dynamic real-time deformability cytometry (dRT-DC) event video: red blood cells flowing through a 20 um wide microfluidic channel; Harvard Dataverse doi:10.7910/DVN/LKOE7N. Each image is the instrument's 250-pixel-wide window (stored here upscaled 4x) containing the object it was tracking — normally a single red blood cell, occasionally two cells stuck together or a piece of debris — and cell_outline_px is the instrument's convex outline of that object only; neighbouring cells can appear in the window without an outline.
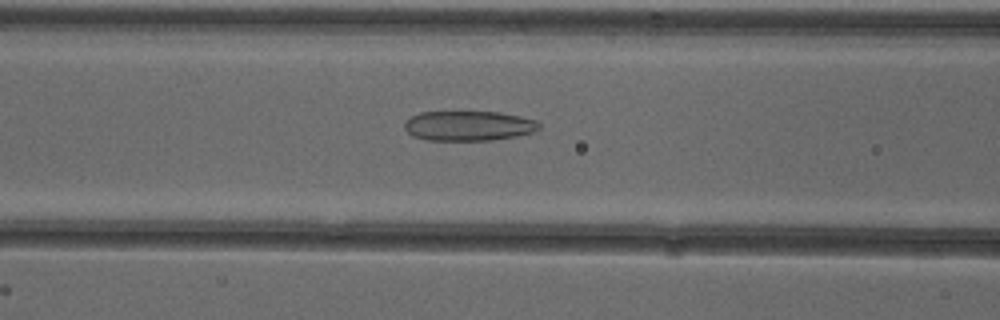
{"species": "common noctule bat (a hibernating species)", "species_latin": "Nyctalus noctula", "temperature_condition": "cold", "stored_images_in_passage": 51, "camera_frame_rate_fps": 3000, "um_per_image_px": 0.085, "animal": {"sex": "female"}, "frame": {"image": 1, "passage_image": 20, "time_ms": 6.333, "image_size_px": [1000, 320], "cell_outline_px": [[540, 128], [536, 132], [516, 136], [492, 140], [428, 140], [412, 136], [404, 128], [404, 124], [412, 116], [420, 112], [500, 112], [520, 116], [536, 120], [540, 124]], "centroid_in_image_um": [39.86, 10.7], "position_along_channel_um": 126.7, "area_um2": 23.47}}
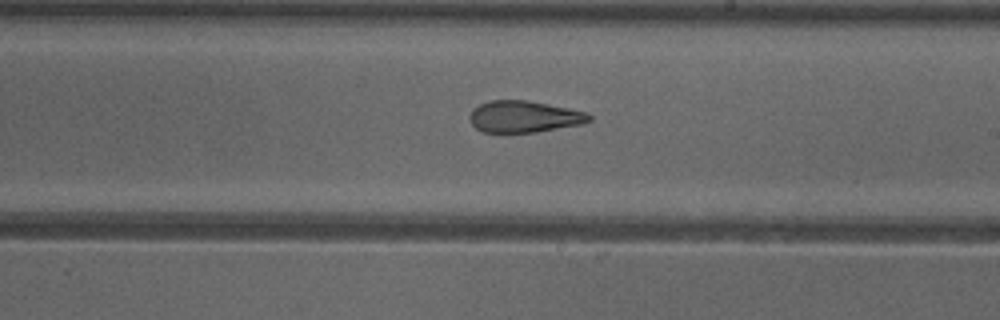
{"frame": {"image": 2, "passage_image": 29, "time_ms": 9.333, "image_size_px": [1000, 320], "cell_outline_px": [[592, 120], [580, 124], [536, 132], [504, 136], [484, 132], [476, 128], [472, 124], [468, 116], [472, 108], [488, 100], [528, 100], [588, 112], [592, 116]], "centroid_in_image_um": [44.49, 9.95], "position_along_channel_um": 244.5, "area_um2": 22.83}}
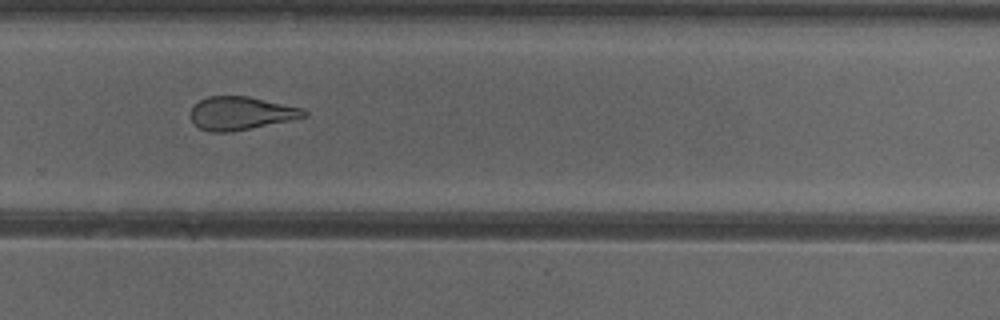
{"frame": {"image": 3, "passage_image": 34, "time_ms": 11.0, "image_size_px": [1000, 320], "cell_outline_px": [[308, 116], [292, 120], [232, 132], [212, 132], [200, 128], [192, 120], [192, 104], [208, 96], [248, 96], [304, 108], [308, 112]], "centroid_in_image_um": [20.52, 9.62], "position_along_channel_um": 309.3, "area_um2": 22.02}, "authors_computed_cell_mechanics": {"area_um2": 25.0274, "velocity_mm_per_s": 3.9272, "shape_relaxation_time_tau1_ms": null, "shape_relaxation_time_tau2_ms": 2.4954, "deformation_change_tau1": null, "deformation_change_tau2": 0.1131}}